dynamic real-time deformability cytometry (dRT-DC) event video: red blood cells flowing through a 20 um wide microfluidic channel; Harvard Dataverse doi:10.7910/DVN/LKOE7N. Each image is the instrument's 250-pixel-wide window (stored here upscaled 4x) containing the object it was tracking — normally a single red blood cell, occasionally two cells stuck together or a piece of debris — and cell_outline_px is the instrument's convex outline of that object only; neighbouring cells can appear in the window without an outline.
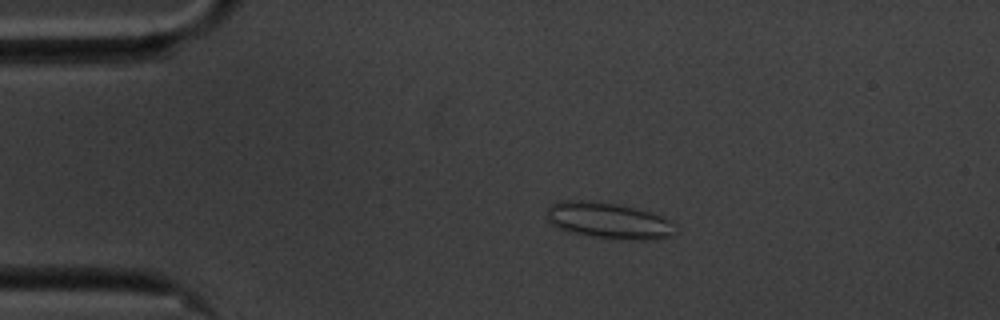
{"species": "common noctule bat (a hibernating species)", "species_latin": "Nyctalus noctula", "temperature_condition": "cold", "stored_images_in_passage": 56, "camera_frame_rate_fps": 3000, "um_per_image_px": 0.085, "animal": {"sex": "male", "body_mass_g": 20.1, "forearm_length_mm": 53.5}, "frame": {"image": 1, "passage_image": 10, "time_ms": 3.0, "image_size_px": [1000, 320], "cell_outline_px": [[676, 232], [668, 236], [652, 240], [616, 240], [588, 236], [560, 228], [552, 224], [548, 220], [548, 208], [552, 204], [560, 200], [580, 200], [616, 204], [648, 212], [660, 216], [668, 220], [672, 224]], "centroid_in_image_um": [51.71, 18.77], "position_along_channel_um": 33.3, "area_um2": 26.7}}
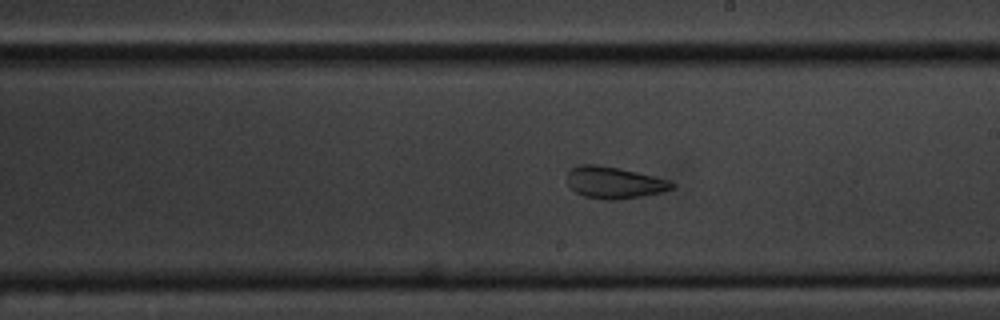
{"frame": {"image": 2, "passage_image": 31, "time_ms": 10.0, "image_size_px": [1000, 320], "cell_outline_px": [[676, 184], [672, 188], [664, 192], [620, 200], [604, 200], [584, 196], [576, 192], [568, 184], [568, 172], [572, 168], [580, 164], [600, 164], [620, 168], [672, 180]], "centroid_in_image_um": [52.25, 15.52], "position_along_channel_um": 236.8, "area_um2": 19.65}}
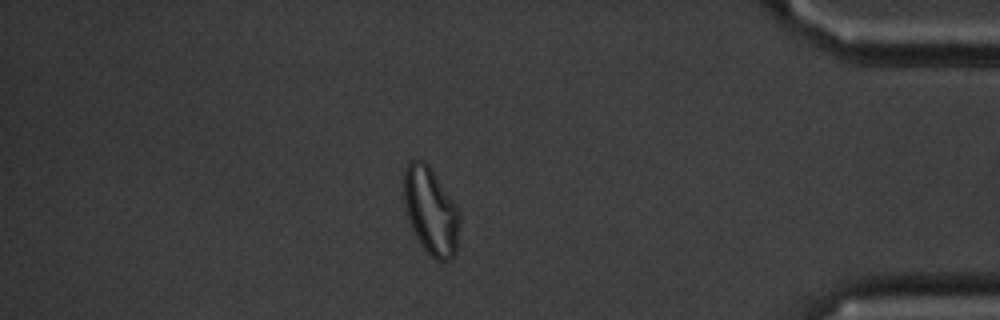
{"frame": {"image": 3, "passage_image": 48, "time_ms": 15.667, "image_size_px": [1000, 320], "cell_outline_px": [[460, 220], [456, 252], [448, 260], [436, 260], [420, 244], [412, 228], [404, 204], [404, 168], [408, 160], [424, 160], [428, 164], [456, 204], [460, 212]], "centroid_in_image_um": [36.62, 17.9], "position_along_channel_um": 398.6, "area_um2": 28.26}, "authors_computed_cell_mechanics": {"area_um2": 24.6228, "velocity_mm_per_s": 3.4809, "shape_relaxation_time_tau1_ms": 5.0695, "shape_relaxation_time_tau2_ms": 1.6149, "deformation_change_tau1": 0.1384, "deformation_change_tau2": 0.0936}}